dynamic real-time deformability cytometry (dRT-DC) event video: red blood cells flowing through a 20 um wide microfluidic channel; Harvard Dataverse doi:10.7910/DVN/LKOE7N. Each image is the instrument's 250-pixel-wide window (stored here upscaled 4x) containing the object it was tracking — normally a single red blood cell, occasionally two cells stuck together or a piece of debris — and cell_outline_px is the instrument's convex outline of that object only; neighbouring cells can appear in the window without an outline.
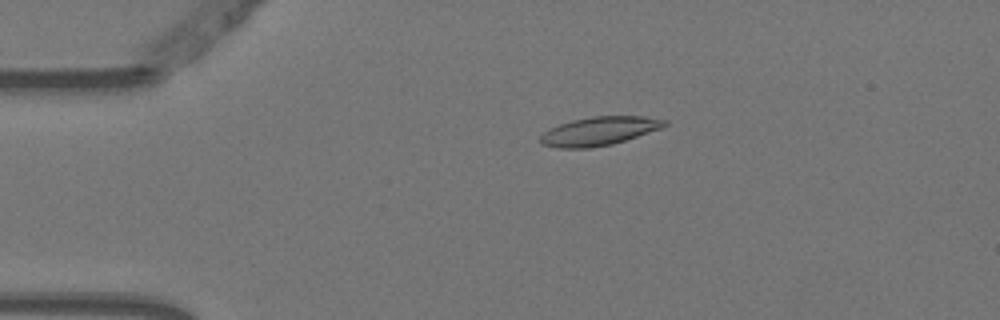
{"species": "Egyptian fruit bat (a non-hibernating species)", "species_latin": "Rousettus aegyptiacus", "temperature_condition": "warm", "stored_images_in_passage": 3, "camera_frame_rate_fps": 3000, "um_per_image_px": 0.085, "animal": {"sex": "female"}, "frame": {"image": 1, "passage_image": 2, "time_ms": 0.333, "image_size_px": [1000, 320], "cell_outline_px": [[668, 124], [660, 128], [612, 144], [592, 148], [556, 148], [540, 144], [540, 136], [544, 132], [560, 124], [572, 120], [592, 116], [644, 116], [668, 120]], "centroid_in_image_um": [50.91, 11.14], "position_along_channel_um": 34.1, "area_um2": 20.58}}